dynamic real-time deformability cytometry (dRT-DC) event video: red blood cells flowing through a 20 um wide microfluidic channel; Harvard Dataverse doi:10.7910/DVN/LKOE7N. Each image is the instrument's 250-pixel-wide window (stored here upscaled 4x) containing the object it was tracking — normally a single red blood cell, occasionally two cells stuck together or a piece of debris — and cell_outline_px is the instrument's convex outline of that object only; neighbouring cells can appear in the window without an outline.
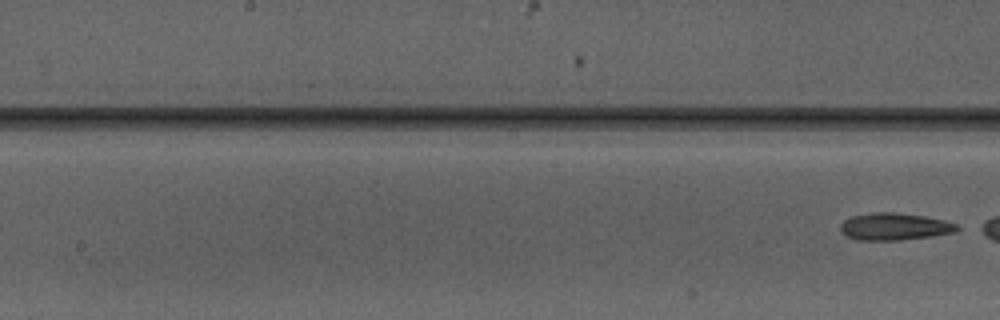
{"species": "Egyptian fruit bat (a non-hibernating species)", "species_latin": "Rousettus aegyptiacus", "temperature_condition": "warm", "stored_images_in_passage": 7, "segment_of_instrument_passage": [2, 2], "camera_frame_rate_fps": 3000, "um_per_image_px": 0.085, "animal": {"sex": "male"}, "frame": {"image": 1, "passage_image": 7, "time_ms": 7.0, "image_size_px": [1000, 320], "cell_outline_px": [[964, 228], [956, 232], [932, 236], [900, 240], [860, 240], [844, 236], [840, 232], [840, 224], [844, 220], [852, 216], [876, 212], [892, 212], [924, 216], [944, 220], [960, 224]], "centroid_in_image_um": [76.08, 19.26], "position_along_channel_um": 172.1, "area_um2": 18.73}}